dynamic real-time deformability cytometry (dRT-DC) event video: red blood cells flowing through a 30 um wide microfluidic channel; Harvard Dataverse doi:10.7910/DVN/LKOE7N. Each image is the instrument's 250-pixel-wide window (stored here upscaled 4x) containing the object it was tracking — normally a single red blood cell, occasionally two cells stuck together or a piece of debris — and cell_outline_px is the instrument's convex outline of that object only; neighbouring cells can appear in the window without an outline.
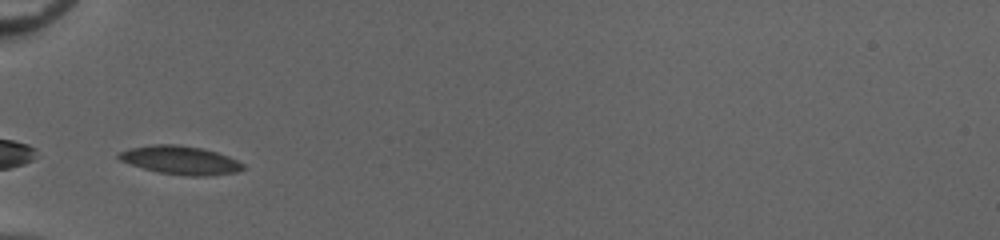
{"species": "common noctule bat (a hibernating species)", "species_latin": "Nyctalus noctula", "temperature_condition": "cold", "stored_images_in_passage": 27, "camera_frame_rate_fps": 3000, "um_per_image_px": 0.085, "animal": {"sex": "female", "body_mass_g": 20.0, "forearm_length_mm": 54.0}, "frame": {"image": 1, "passage_image": 1, "time_ms": 0.0, "image_size_px": [1000, 240], "cell_outline_px": [[244, 168], [236, 172], [212, 176], [188, 176], [160, 172], [144, 168], [120, 160], [116, 156], [120, 152], [128, 148], [152, 144], [180, 144], [200, 148], [216, 152], [228, 156], [244, 164]], "centroid_in_image_um": [15.34, 13.61], "position_along_channel_um": 69.7, "area_um2": 20.52}}
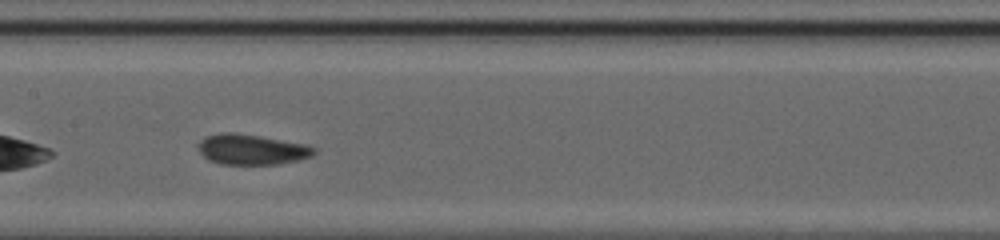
{"frame": {"image": 2, "passage_image": 10, "time_ms": 3.0, "image_size_px": [1000, 240], "cell_outline_px": [[316, 152], [312, 156], [280, 164], [220, 164], [208, 160], [200, 152], [196, 144], [204, 136], [220, 132], [232, 132], [260, 136], [308, 144], [316, 148]], "centroid_in_image_um": [21.37, 12.69], "position_along_channel_um": 186.0, "area_um2": 20.75}}
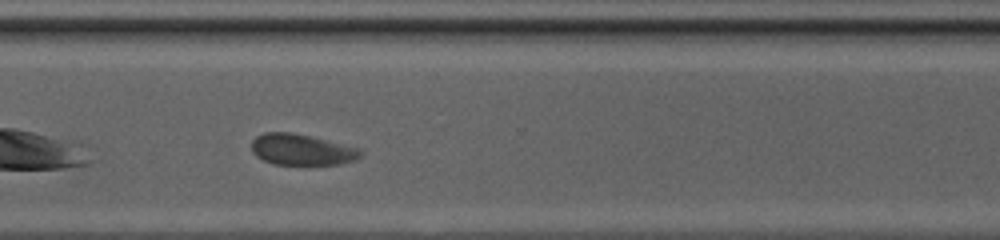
{"frame": {"image": 3, "passage_image": 22, "time_ms": 7.0, "image_size_px": [1000, 240], "cell_outline_px": [[364, 152], [360, 156], [352, 160], [340, 164], [272, 164], [256, 156], [252, 152], [252, 140], [256, 136], [264, 132], [288, 132], [312, 136], [360, 148]], "centroid_in_image_um": [25.63, 12.71], "position_along_channel_um": 345.0, "area_um2": 19.71}, "authors_computed_cell_mechanics": {"area_um2": 19.8254, "velocity_mm_per_s": 3.9901, "shape_relaxation_time_tau1_ms": 5.5194, "shape_relaxation_time_tau2_ms": 1.1721, "deformation_change_tau1": 0.0949, "deformation_change_tau2": 0.0548}}